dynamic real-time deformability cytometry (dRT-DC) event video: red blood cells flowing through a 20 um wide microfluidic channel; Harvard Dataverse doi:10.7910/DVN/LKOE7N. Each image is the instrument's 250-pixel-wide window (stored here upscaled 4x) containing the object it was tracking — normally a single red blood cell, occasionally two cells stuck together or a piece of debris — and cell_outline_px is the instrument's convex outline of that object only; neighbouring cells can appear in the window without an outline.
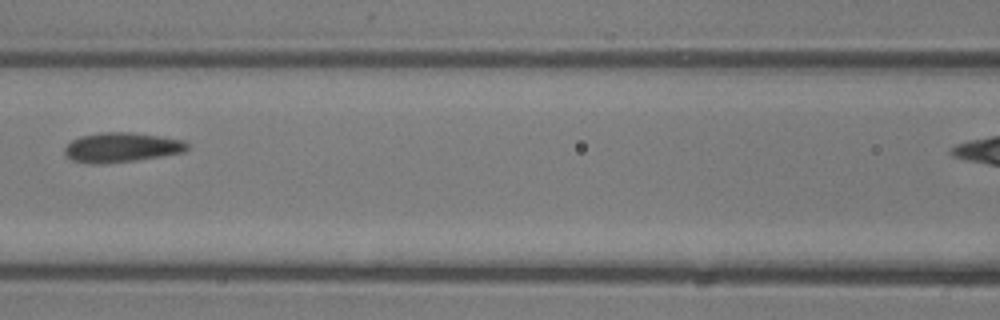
{"species": "common noctule bat (a hibernating species)", "species_latin": "Nyctalus noctula", "temperature_condition": "room temperature", "stored_images_in_passage": 5, "camera_frame_rate_fps": 3000, "um_per_image_px": 0.085, "animal": {"sex": "male", "body_mass_g": 13.3}, "frame": {"image": 1, "passage_image": 4, "time_ms": 1.0, "image_size_px": [1000, 320], "cell_outline_px": [[188, 148], [184, 152], [136, 160], [104, 164], [92, 164], [72, 160], [64, 152], [64, 148], [72, 140], [80, 136], [104, 132], [132, 132], [160, 136], [184, 140], [188, 144]], "centroid_in_image_um": [10.33, 12.53], "position_along_channel_um": 156.3, "area_um2": 21.15}}